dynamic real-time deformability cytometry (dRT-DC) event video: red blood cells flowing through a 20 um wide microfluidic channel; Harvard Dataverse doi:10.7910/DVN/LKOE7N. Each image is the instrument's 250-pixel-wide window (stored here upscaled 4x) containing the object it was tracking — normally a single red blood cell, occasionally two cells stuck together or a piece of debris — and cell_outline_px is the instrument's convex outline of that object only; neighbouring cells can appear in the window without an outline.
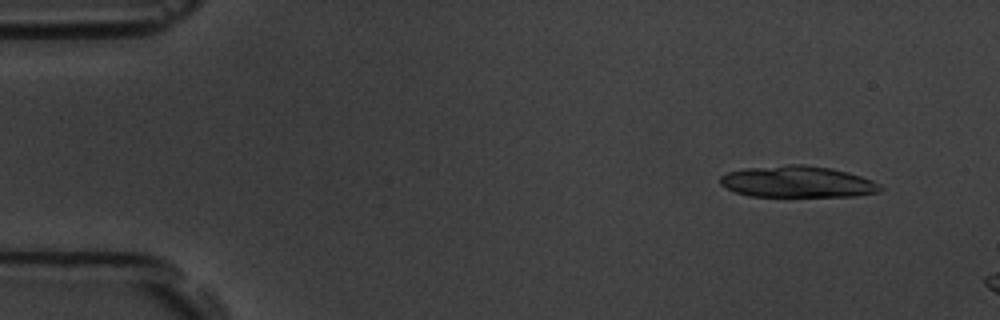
{"species": "common noctule bat (a hibernating species)", "species_latin": "Nyctalus noctula", "temperature_condition": "room temperature", "stored_images_in_passage": 4, "camera_frame_rate_fps": 3000, "um_per_image_px": 0.085, "animal": {"sex": "male", "body_mass_g": 19.5, "forearm_length_mm": 54.6}, "frame": {"image": 1, "passage_image": 1, "time_ms": 0.0, "image_size_px": [1000, 320], "cell_outline_px": [[884, 188], [880, 192], [856, 196], [748, 196], [736, 192], [720, 184], [720, 176], [728, 172], [744, 168], [788, 164], [804, 164], [832, 168], [848, 172], [872, 180], [880, 184]], "centroid_in_image_um": [67.81, 15.44], "position_along_channel_um": 17.2, "area_um2": 29.54}}